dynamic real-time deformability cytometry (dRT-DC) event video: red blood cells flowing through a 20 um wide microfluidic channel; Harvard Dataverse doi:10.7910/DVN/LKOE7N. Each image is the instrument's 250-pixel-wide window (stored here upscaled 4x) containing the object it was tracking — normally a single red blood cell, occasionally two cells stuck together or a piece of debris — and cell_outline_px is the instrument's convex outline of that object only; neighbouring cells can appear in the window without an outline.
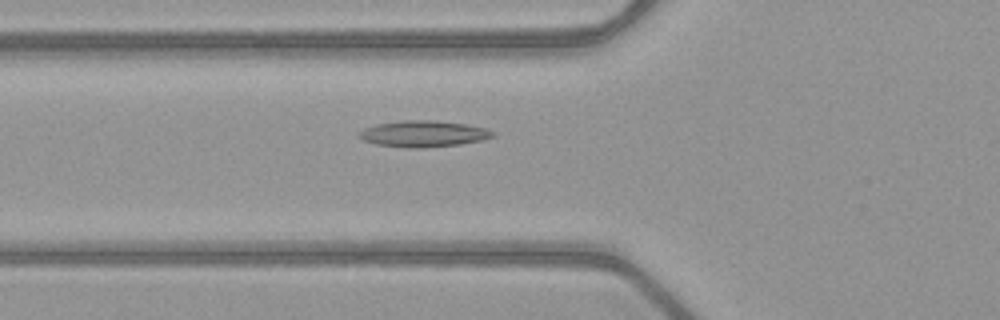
{"species": "common noctule bat (a hibernating species)", "species_latin": "Nyctalus noctula", "temperature_condition": "warm", "stored_images_in_passage": 49, "camera_frame_rate_fps": 3000, "um_per_image_px": 0.085, "animal": {"sex": "female", "body_mass_g": 21.9}, "frame": {"image": 1, "passage_image": 17, "time_ms": 5.333, "image_size_px": [1000, 320], "cell_outline_px": [[496, 136], [480, 140], [460, 144], [420, 148], [412, 148], [376, 144], [364, 140], [356, 136], [364, 128], [376, 124], [404, 120], [436, 120], [464, 124], [484, 128], [496, 132]], "centroid_in_image_um": [35.99, 11.36], "position_along_channel_um": 89.8, "area_um2": 20.35}}
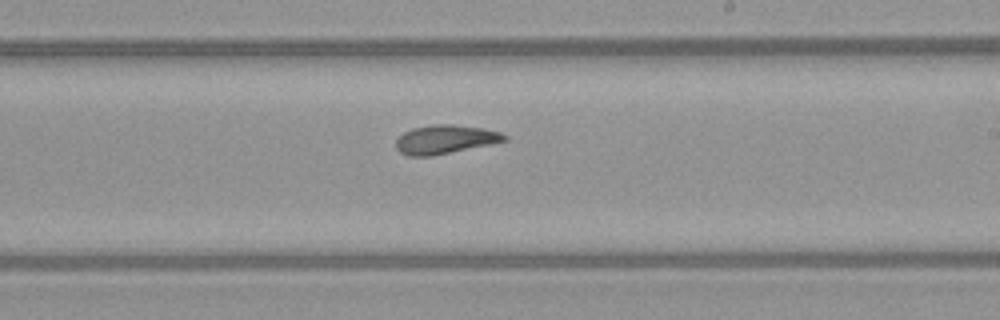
{"frame": {"image": 2, "passage_image": 29, "time_ms": 9.333, "image_size_px": [1000, 320], "cell_outline_px": [[508, 140], [432, 156], [408, 156], [400, 152], [396, 148], [396, 140], [404, 132], [412, 128], [432, 124], [452, 124], [484, 128], [500, 132], [508, 136]], "centroid_in_image_um": [37.83, 11.84], "position_along_channel_um": 251.2, "area_um2": 18.15}}
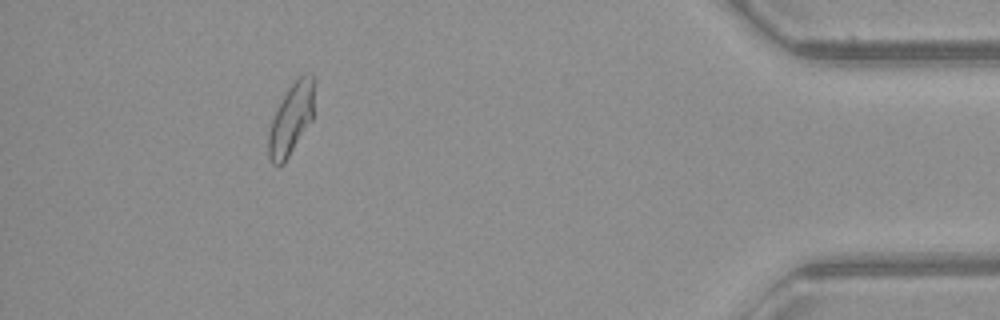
{"frame": {"image": 3, "passage_image": 45, "time_ms": 14.667, "image_size_px": [1000, 320], "cell_outline_px": [[312, 120], [284, 164], [272, 164], [268, 156], [268, 136], [272, 120], [288, 88], [304, 72], [312, 72]], "centroid_in_image_um": [24.73, 10.16], "position_along_channel_um": 410.5, "area_um2": 18.44}, "authors_computed_cell_mechanics": {"area_um2": 19.1318, "velocity_mm_per_s": 4.006, "shape_relaxation_time_tau1_ms": 10.7988, "shape_relaxation_time_tau2_ms": 1.7882, "deformation_change_tau1": 0.2652, "deformation_change_tau2": 0.0794}}